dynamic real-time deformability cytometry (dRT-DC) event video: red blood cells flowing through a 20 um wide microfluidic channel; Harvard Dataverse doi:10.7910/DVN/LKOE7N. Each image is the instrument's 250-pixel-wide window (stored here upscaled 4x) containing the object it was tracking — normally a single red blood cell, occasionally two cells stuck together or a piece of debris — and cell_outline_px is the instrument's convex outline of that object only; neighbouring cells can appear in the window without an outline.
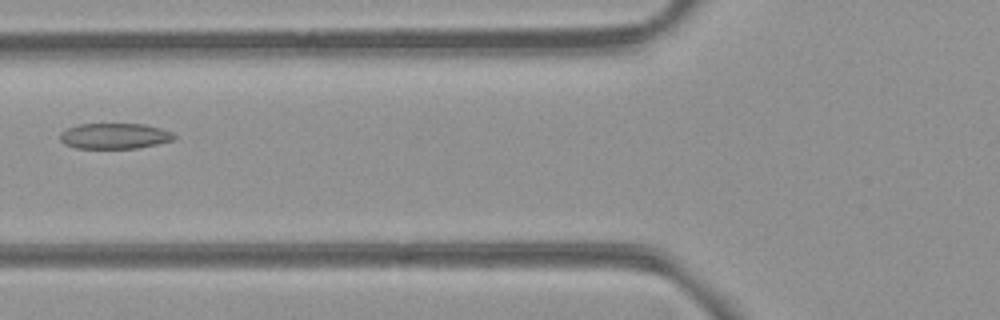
{"species": "common noctule bat (a hibernating species)", "species_latin": "Nyctalus noctula", "temperature_condition": "room temperature", "stored_images_in_passage": 4, "camera_frame_rate_fps": 3000, "um_per_image_px": 0.085, "animal": {"sex": "female", "body_mass_g": 21.9}, "frame": {"image": 1, "passage_image": 4, "time_ms": 4.333, "image_size_px": [1000, 320], "cell_outline_px": [[176, 136], [172, 140], [156, 144], [136, 148], [76, 148], [64, 144], [60, 140], [60, 132], [68, 128], [80, 124], [144, 124], [160, 128], [172, 132]], "centroid_in_image_um": [9.72, 11.56], "position_along_channel_um": 116.1, "area_um2": 16.94}}